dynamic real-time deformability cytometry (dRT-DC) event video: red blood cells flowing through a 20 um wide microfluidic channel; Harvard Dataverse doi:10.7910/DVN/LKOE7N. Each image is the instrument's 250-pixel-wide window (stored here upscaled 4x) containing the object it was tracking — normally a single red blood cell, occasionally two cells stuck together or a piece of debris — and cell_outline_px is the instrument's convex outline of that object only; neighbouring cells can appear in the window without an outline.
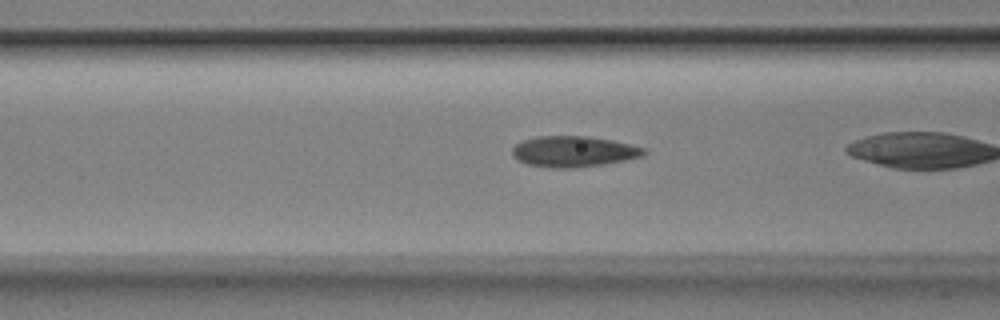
{"species": "Egyptian fruit bat (a non-hibernating species)", "species_latin": "Rousettus aegyptiacus", "temperature_condition": "room temperature", "stored_images_in_passage": 34, "camera_frame_rate_fps": 3000, "um_per_image_px": 0.085, "animal": {"sex": "male"}, "frame": {"image": 1, "passage_image": 15, "time_ms": 4.667, "image_size_px": [1000, 320], "cell_outline_px": [[648, 152], [644, 156], [604, 164], [576, 168], [552, 168], [528, 164], [516, 160], [512, 156], [512, 148], [516, 144], [524, 140], [536, 136], [588, 136], [612, 140], [648, 148]], "centroid_in_image_um": [48.78, 12.88], "position_along_channel_um": 117.8, "area_um2": 23.93}}
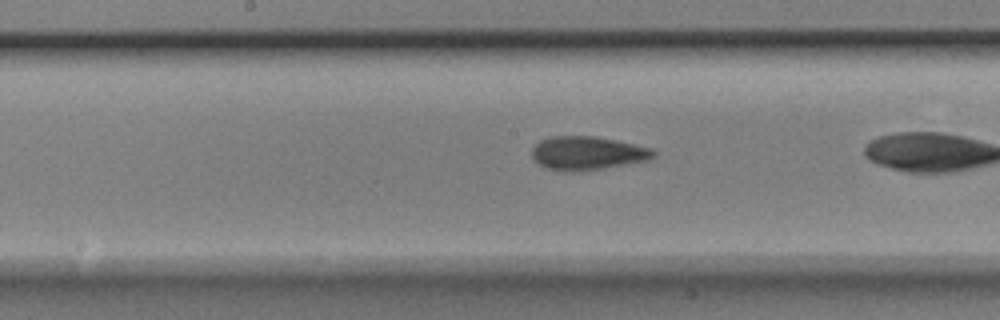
{"frame": {"image": 2, "passage_image": 21, "time_ms": 6.667, "image_size_px": [1000, 320], "cell_outline_px": [[656, 156], [648, 160], [604, 168], [580, 172], [564, 172], [544, 168], [532, 156], [532, 148], [540, 140], [552, 136], [596, 136], [616, 140], [652, 148], [656, 152]], "centroid_in_image_um": [49.93, 13.03], "position_along_channel_um": 198.3, "area_um2": 23.99}}
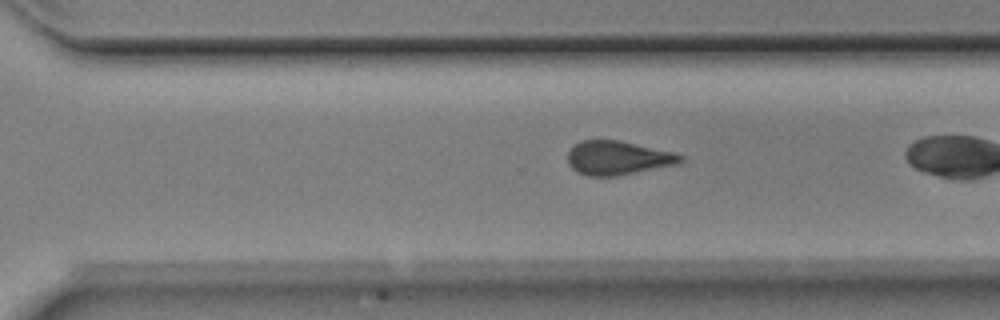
{"frame": {"image": 3, "passage_image": 30, "time_ms": 9.667, "image_size_px": [1000, 320], "cell_outline_px": [[684, 160], [680, 164], [616, 176], [588, 176], [576, 172], [568, 164], [568, 152], [572, 144], [580, 140], [620, 140], [672, 152], [684, 156]], "centroid_in_image_um": [52.5, 13.42], "position_along_channel_um": 318.1, "area_um2": 22.54}}